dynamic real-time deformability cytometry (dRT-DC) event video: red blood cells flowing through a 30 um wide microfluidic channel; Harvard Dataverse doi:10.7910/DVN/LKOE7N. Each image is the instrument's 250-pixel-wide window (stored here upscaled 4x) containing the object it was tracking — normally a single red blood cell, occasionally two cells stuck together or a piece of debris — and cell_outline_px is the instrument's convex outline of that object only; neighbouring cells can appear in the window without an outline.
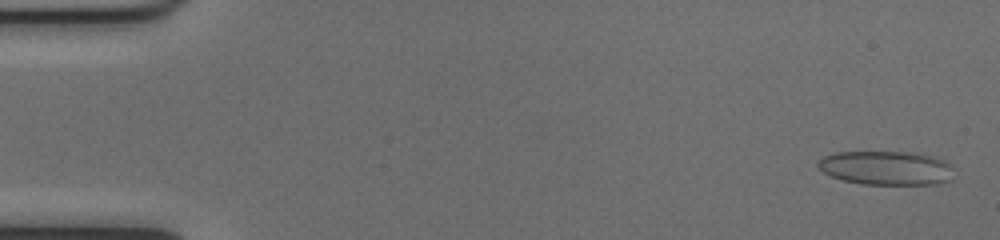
{"species": "common noctule bat (a hibernating species)", "species_latin": "Nyctalus noctula", "temperature_condition": "cold", "stored_images_in_passage": 9, "camera_frame_rate_fps": 3000, "um_per_image_px": 0.085, "animal": {"sex": "female", "body_mass_g": 17.0, "forearm_length_mm": 48.0}, "frame": {"image": 1, "passage_image": 2, "time_ms": 0.333, "image_size_px": [1000, 240], "cell_outline_px": [[948, 180], [936, 184], [864, 184], [844, 180], [832, 176], [824, 172], [816, 164], [824, 156], [836, 152], [912, 152], [932, 156], [944, 160], [948, 164]], "centroid_in_image_um": [75.26, 14.26], "position_along_channel_um": 9.7, "area_um2": 26.3}}